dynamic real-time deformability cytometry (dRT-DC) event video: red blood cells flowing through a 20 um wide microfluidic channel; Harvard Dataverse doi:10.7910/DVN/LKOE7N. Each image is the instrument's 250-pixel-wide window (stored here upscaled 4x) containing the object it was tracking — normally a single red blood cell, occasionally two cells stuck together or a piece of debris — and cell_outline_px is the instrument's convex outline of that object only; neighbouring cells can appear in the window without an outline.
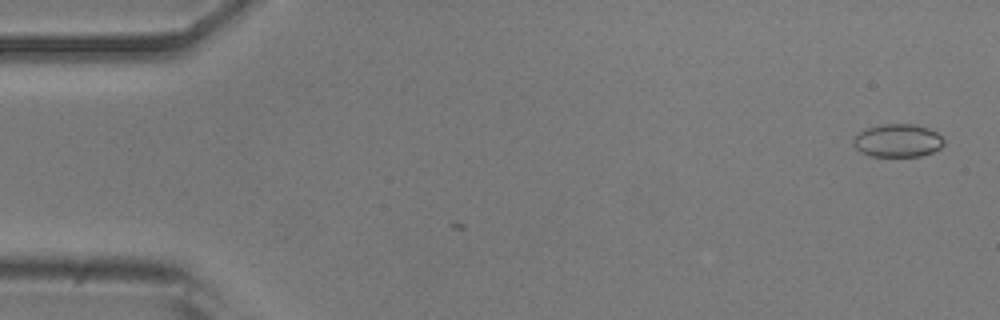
{"species": "common noctule bat (a hibernating species)", "species_latin": "Nyctalus noctula", "temperature_condition": "room temperature", "stored_images_in_passage": 2, "camera_frame_rate_fps": 3000, "um_per_image_px": 0.085, "animal": {"sex": "male", "body_mass_g": 20.5, "forearm_length_mm": 52.5}, "frame": {"image": 1, "passage_image": 2, "time_ms": 0.333, "image_size_px": [1000, 320], "cell_outline_px": [[944, 144], [940, 148], [932, 152], [920, 156], [872, 156], [860, 152], [852, 144], [852, 140], [864, 128], [884, 124], [912, 124], [928, 128], [936, 132], [944, 140]], "centroid_in_image_um": [76.29, 11.95], "position_along_channel_um": 8.7, "area_um2": 17.4}}